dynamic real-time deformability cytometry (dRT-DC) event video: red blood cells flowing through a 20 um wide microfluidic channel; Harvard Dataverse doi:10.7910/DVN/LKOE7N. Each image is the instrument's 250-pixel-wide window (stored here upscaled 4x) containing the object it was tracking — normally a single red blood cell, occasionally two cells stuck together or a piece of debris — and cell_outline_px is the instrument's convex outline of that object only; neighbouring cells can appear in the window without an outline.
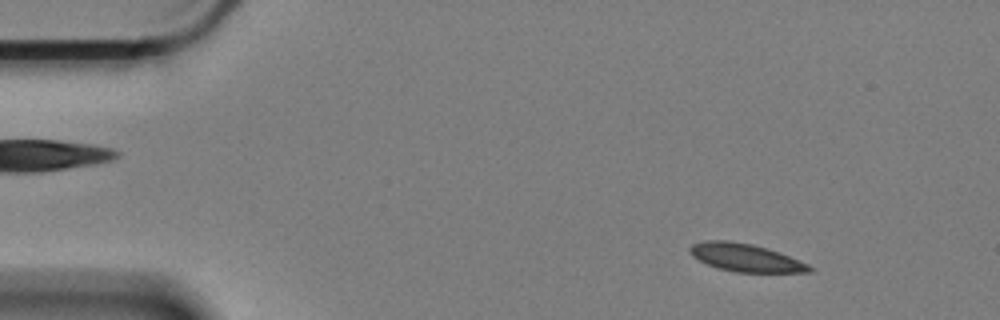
{"species": "Egyptian fruit bat (a non-hibernating species)", "species_latin": "Rousettus aegyptiacus", "temperature_condition": "cold", "stored_images_in_passage": 59, "segment_of_instrument_passage": [1, 2], "camera_frame_rate_fps": 3000, "um_per_image_px": 0.085, "animal": {"sex": "female"}, "frame": {"image": 1, "passage_image": 5, "time_ms": 1.333, "image_size_px": [1000, 320], "cell_outline_px": [[812, 272], [736, 272], [716, 268], [692, 256], [688, 248], [692, 244], [704, 240], [728, 240], [752, 244], [788, 256], [808, 264], [812, 268]], "centroid_in_image_um": [63.31, 21.9], "position_along_channel_um": 21.7, "area_um2": 19.13}}
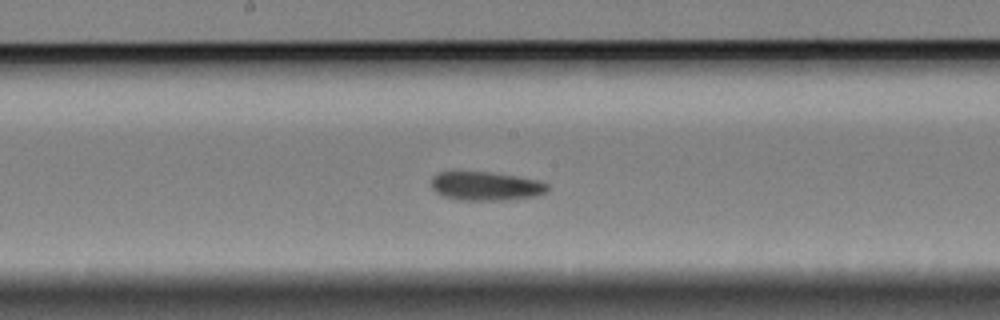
{"frame": {"image": 2, "passage_image": 29, "time_ms": 9.333, "image_size_px": [1000, 320], "cell_outline_px": [[548, 192], [536, 196], [508, 200], [456, 200], [444, 196], [436, 192], [432, 188], [432, 176], [440, 172], [488, 172], [516, 176], [536, 180], [548, 184]], "centroid_in_image_um": [41.3, 15.83], "position_along_channel_um": 206.9, "area_um2": 19.48}}
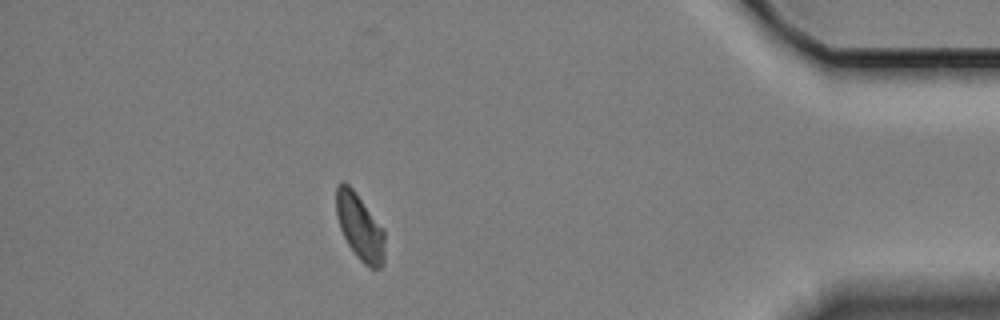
{"frame": {"image": 3, "passage_image": 51, "time_ms": 16.667, "image_size_px": [1000, 320], "cell_outline_px": [[384, 264], [380, 268], [368, 268], [356, 256], [348, 244], [340, 228], [336, 212], [336, 188], [340, 184], [348, 184], [352, 188], [384, 228]], "centroid_in_image_um": [30.61, 19.34], "position_along_channel_um": 404.6, "area_um2": 18.61}}